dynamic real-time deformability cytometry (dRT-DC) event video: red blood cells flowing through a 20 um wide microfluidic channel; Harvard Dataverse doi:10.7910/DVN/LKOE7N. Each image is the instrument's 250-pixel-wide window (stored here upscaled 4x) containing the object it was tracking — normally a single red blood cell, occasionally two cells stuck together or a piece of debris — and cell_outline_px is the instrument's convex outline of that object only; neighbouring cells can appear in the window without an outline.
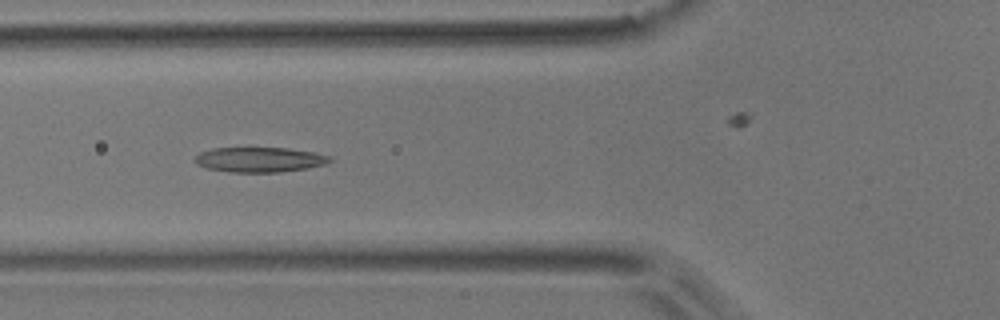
{"species": "common noctule bat (a hibernating species)", "species_latin": "Nyctalus noctula", "temperature_condition": "room temperature", "stored_images_in_passage": 8, "camera_frame_rate_fps": 3000, "um_per_image_px": 0.085, "animal": {"sex": "male", "body_mass_g": 17.9}, "frame": {"image": 1, "passage_image": 4, "time_ms": 1.0, "image_size_px": [1000, 320], "cell_outline_px": [[332, 160], [324, 164], [308, 168], [280, 172], [228, 172], [208, 168], [196, 164], [192, 160], [200, 152], [212, 148], [288, 148], [316, 152], [332, 156]], "centroid_in_image_um": [22.07, 13.56], "position_along_channel_um": 103.7, "area_um2": 19.77}}
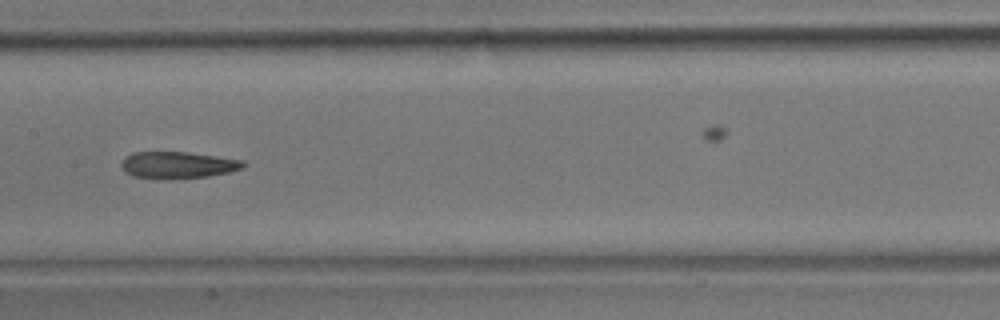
{"frame": {"image": 2, "passage_image": 6, "time_ms": 1.667, "image_size_px": [1000, 320], "cell_outline_px": [[248, 164], [244, 168], [228, 172], [208, 176], [132, 176], [120, 164], [124, 156], [132, 152], [188, 152], [244, 160]], "centroid_in_image_um": [15.18, 13.96], "position_along_channel_um": 192.2, "area_um2": 18.15}}
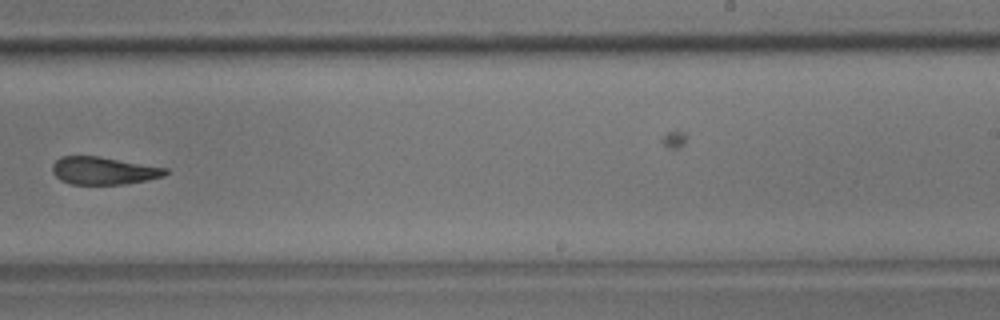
{"frame": {"image": 3, "passage_image": 8, "time_ms": 2.333, "image_size_px": [1000, 320], "cell_outline_px": [[168, 172], [164, 176], [148, 180], [124, 184], [72, 184], [60, 180], [52, 172], [52, 164], [60, 156], [100, 156], [168, 168]], "centroid_in_image_um": [8.81, 14.5], "position_along_channel_um": 280.2, "area_um2": 18.32}}